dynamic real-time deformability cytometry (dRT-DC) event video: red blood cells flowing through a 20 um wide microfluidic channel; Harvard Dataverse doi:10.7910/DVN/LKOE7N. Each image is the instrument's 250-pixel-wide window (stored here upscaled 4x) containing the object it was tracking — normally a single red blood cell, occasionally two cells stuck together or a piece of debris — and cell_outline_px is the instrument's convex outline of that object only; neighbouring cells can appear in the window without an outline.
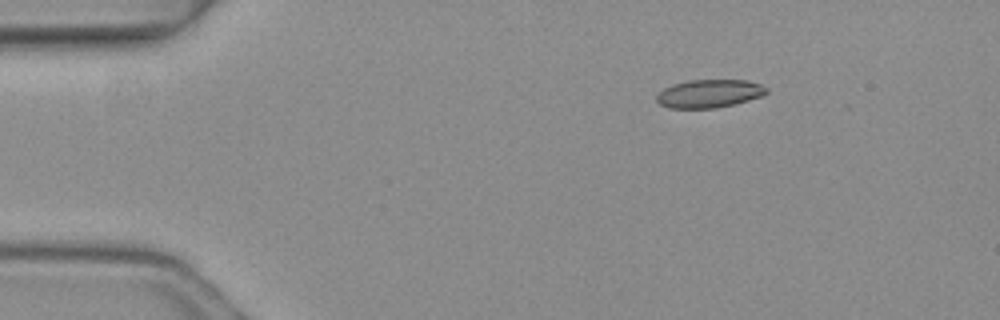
{"species": "common noctule bat (a hibernating species)", "species_latin": "Nyctalus noctula", "temperature_condition": "warm", "stored_images_in_passage": 3, "camera_frame_rate_fps": 3000, "um_per_image_px": 0.085, "animal": {"sex": "female", "body_mass_g": 19.3, "forearm_length_mm": 54.1}, "frame": {"image": 1, "passage_image": 1, "time_ms": 0.0, "image_size_px": [1000, 320], "cell_outline_px": [[768, 92], [764, 96], [716, 108], [672, 108], [660, 104], [656, 100], [656, 96], [664, 88], [672, 84], [688, 80], [748, 80], [760, 84], [768, 88]], "centroid_in_image_um": [60.31, 7.94], "position_along_channel_um": 24.7, "area_um2": 18.03}}